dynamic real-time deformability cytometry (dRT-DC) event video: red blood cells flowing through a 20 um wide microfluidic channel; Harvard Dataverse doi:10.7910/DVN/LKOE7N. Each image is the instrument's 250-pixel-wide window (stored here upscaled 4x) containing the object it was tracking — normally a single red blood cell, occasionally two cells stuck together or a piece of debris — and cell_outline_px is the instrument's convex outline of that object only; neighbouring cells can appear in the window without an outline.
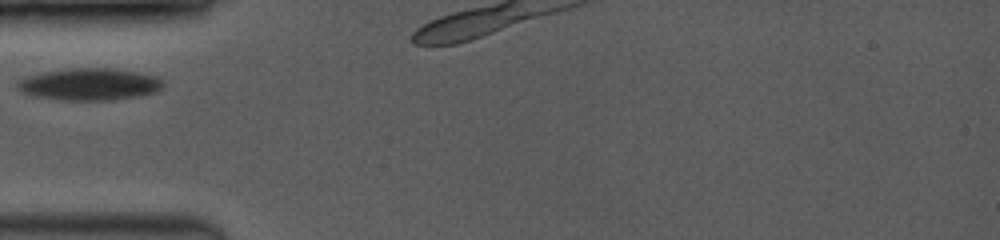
{"species": "common noctule bat (a hibernating species)", "species_latin": "Nyctalus noctula", "temperature_condition": "room temperature", "stored_images_in_passage": 3, "camera_frame_rate_fps": 3500, "um_per_image_px": 0.085, "animal": {"sex": "female", "body_mass_g": 19.0, "forearm_length_mm": 53.3}, "frame": {"image": 1, "passage_image": 1, "time_ms": 0.0, "image_size_px": [1000, 240], "cell_outline_px": [[164, 84], [156, 92], [140, 96], [112, 100], [60, 100], [32, 96], [24, 92], [16, 84], [16, 80], [28, 76], [44, 72], [68, 68], [112, 68], [136, 72], [156, 76]], "centroid_in_image_um": [7.6, 7.16], "position_along_channel_um": 77.4, "area_um2": 27.17}}